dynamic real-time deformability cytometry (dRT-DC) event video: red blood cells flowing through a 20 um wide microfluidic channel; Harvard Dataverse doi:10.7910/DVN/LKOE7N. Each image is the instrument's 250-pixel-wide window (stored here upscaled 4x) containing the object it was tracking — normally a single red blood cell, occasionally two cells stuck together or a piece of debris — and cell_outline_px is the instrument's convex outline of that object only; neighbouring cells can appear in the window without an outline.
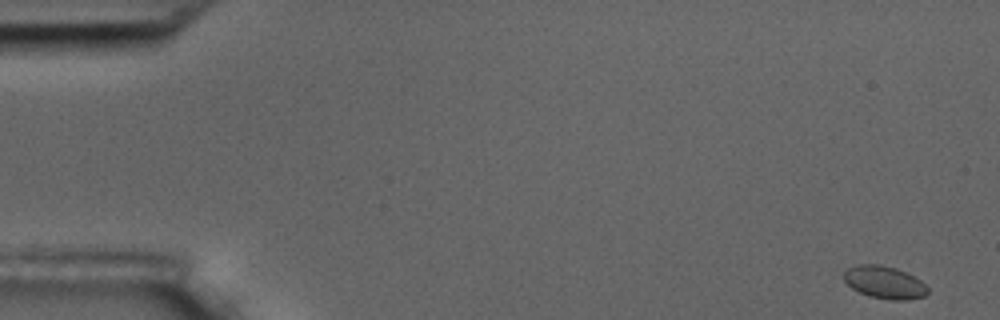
{"species": "common noctule bat (a hibernating species)", "species_latin": "Nyctalus noctula", "temperature_condition": "room temperature", "stored_images_in_passage": 6, "camera_frame_rate_fps": 3000, "um_per_image_px": 0.085, "animal": {"sex": "male", "body_mass_g": 17.5, "forearm_length_mm": 52.3}, "frame": {"image": 1, "passage_image": 1, "time_ms": 0.0, "image_size_px": [1000, 320], "cell_outline_px": [[928, 292], [924, 296], [908, 300], [892, 300], [868, 296], [852, 288], [844, 280], [844, 272], [848, 268], [856, 264], [880, 264], [896, 268], [920, 280], [928, 288]], "centroid_in_image_um": [75.17, 24.0], "position_along_channel_um": 9.8, "area_um2": 15.84}}
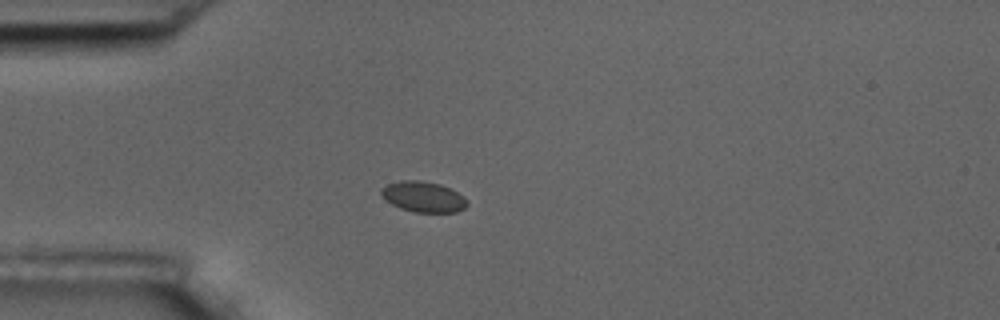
{"frame": {"image": 2, "passage_image": 5, "time_ms": 4.667, "image_size_px": [1000, 320], "cell_outline_px": [[468, 204], [464, 208], [456, 212], [412, 212], [400, 208], [384, 200], [380, 192], [380, 188], [388, 184], [400, 180], [420, 180], [440, 184], [456, 192]], "centroid_in_image_um": [35.9, 16.72], "position_along_channel_um": 49.1, "area_um2": 15.2}}